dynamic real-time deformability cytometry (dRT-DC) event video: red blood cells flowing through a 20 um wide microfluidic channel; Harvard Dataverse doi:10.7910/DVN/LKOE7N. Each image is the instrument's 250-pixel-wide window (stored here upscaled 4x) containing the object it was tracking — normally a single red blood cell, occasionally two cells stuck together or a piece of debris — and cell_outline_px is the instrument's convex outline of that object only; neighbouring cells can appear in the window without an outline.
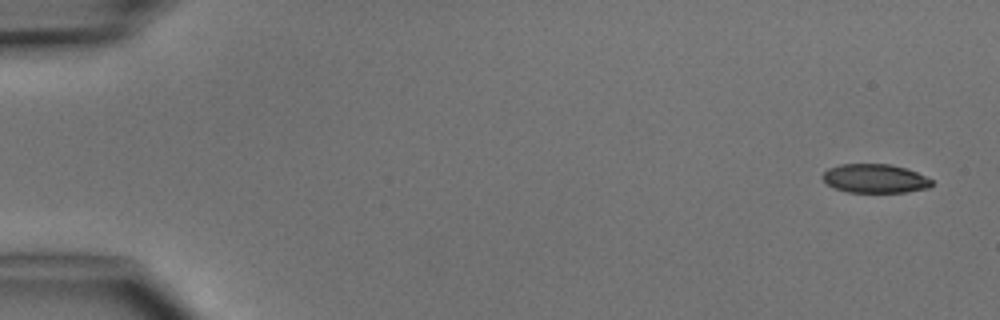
{"species": "common noctule bat (a hibernating species)", "species_latin": "Nyctalus noctula", "temperature_condition": "cold", "stored_images_in_passage": 6, "camera_frame_rate_fps": 3000, "um_per_image_px": 0.085, "animal": {"sex": "male", "body_mass_g": 15.6}, "frame": {"image": 1, "passage_image": 1, "time_ms": 0.0, "image_size_px": [1000, 320], "cell_outline_px": [[932, 184], [928, 188], [904, 192], [848, 192], [836, 188], [828, 184], [820, 176], [828, 168], [840, 164], [888, 164], [904, 168], [916, 172], [932, 180]], "centroid_in_image_um": [74.34, 15.17], "position_along_channel_um": 10.7, "area_um2": 18.15}}
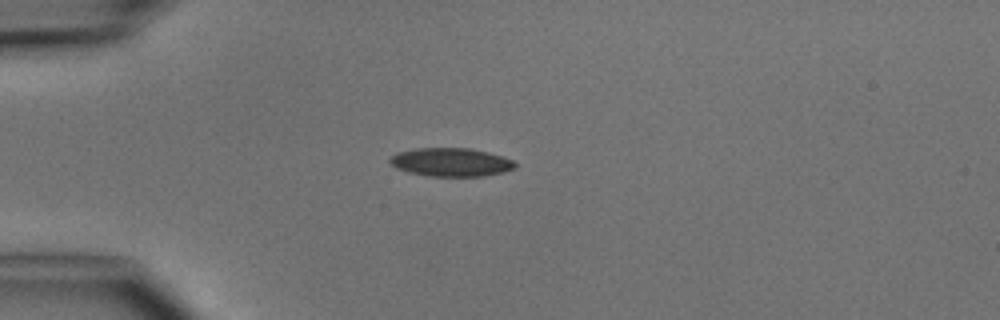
{"frame": {"image": 2, "passage_image": 4, "time_ms": 3.667, "image_size_px": [1000, 320], "cell_outline_px": [[516, 168], [504, 172], [484, 176], [428, 176], [408, 172], [396, 168], [388, 160], [396, 152], [412, 148], [468, 148], [488, 152], [512, 160], [516, 164]], "centroid_in_image_um": [38.31, 13.78], "position_along_channel_um": 46.7, "area_um2": 20.81}}